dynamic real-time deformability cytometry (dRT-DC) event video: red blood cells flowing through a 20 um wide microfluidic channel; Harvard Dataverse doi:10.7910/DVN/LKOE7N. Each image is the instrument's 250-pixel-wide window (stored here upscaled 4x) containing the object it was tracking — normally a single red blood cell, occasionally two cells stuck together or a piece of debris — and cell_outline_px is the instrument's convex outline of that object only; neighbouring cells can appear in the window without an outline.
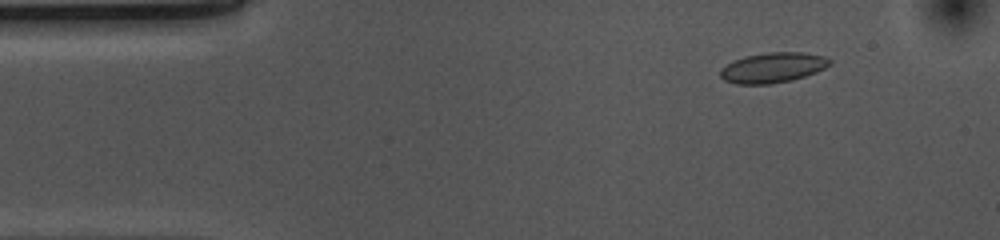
{"species": "common noctule bat (a hibernating species)", "species_latin": "Nyctalus noctula", "temperature_condition": "cold", "stored_images_in_passage": 53, "camera_frame_rate_fps": 3000, "um_per_image_px": 0.085, "animal": {"sex": "female", "body_mass_g": 10.0, "forearm_length_mm": 53.1}, "frame": {"image": 1, "passage_image": 6, "time_ms": 1.667, "image_size_px": [1000, 240], "cell_outline_px": [[832, 64], [816, 72], [792, 80], [768, 84], [736, 84], [724, 80], [720, 76], [720, 68], [744, 56], [768, 52], [804, 52], [824, 56], [832, 60]], "centroid_in_image_um": [65.7, 5.74], "position_along_channel_um": 19.3, "area_um2": 19.25}}
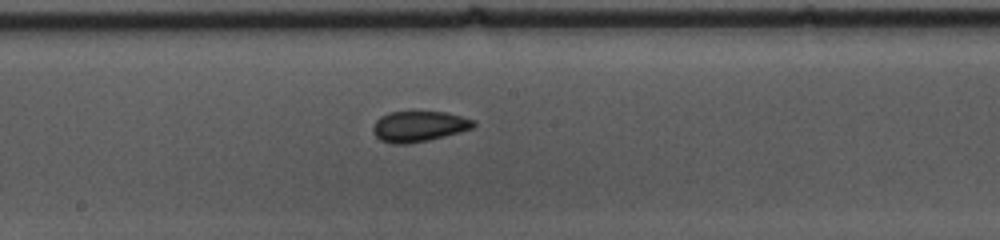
{"frame": {"image": 2, "passage_image": 27, "time_ms": 8.667, "image_size_px": [1000, 240], "cell_outline_px": [[476, 124], [472, 128], [460, 132], [428, 140], [408, 144], [392, 144], [380, 140], [372, 132], [372, 128], [376, 120], [380, 116], [388, 112], [412, 108], [444, 112], [476, 120]], "centroid_in_image_um": [35.57, 10.69], "position_along_channel_um": 212.6, "area_um2": 18.79}}
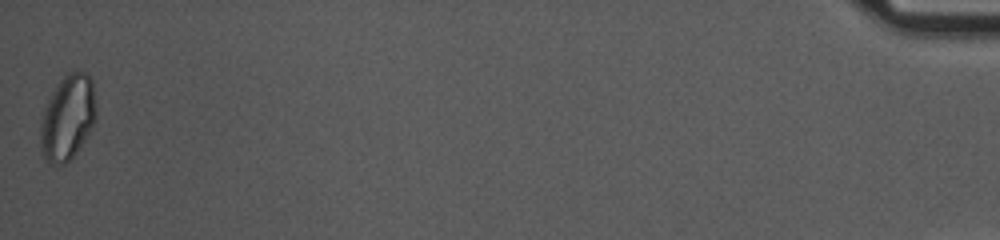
{"frame": {"image": 3, "passage_image": 53, "time_ms": 17.333, "image_size_px": [1000, 240], "cell_outline_px": [[96, 116], [88, 132], [76, 152], [64, 164], [52, 164], [44, 156], [40, 140], [40, 124], [44, 108], [48, 100], [60, 80], [68, 72], [84, 72], [92, 80], [96, 108]], "centroid_in_image_um": [5.74, 9.97], "position_along_channel_um": 429.5, "area_um2": 26.93}, "authors_computed_cell_mechanics": {"area_um2": 18.3804, "velocity_mm_per_s": 3.6867, "shape_relaxation_time_tau1_ms": 5.0102, "shape_relaxation_time_tau2_ms": 1.5267, "deformation_change_tau1": 0.0824, "deformation_change_tau2": 0.0353}}